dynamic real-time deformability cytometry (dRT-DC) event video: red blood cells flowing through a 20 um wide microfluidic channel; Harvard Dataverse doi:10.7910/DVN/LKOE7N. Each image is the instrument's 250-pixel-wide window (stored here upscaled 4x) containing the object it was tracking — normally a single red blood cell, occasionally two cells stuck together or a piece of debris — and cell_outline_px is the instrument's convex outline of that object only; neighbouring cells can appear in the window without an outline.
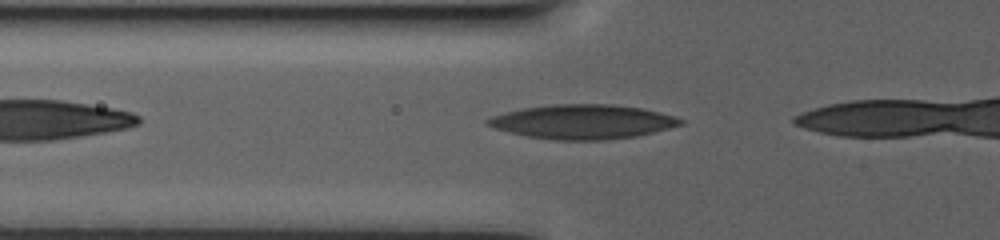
{"species": "human", "species_latin": "Homo sapiens", "temperature_condition": "warm", "stored_images_in_passage": 15, "camera_frame_rate_fps": 3000, "um_per_image_px": 0.085, "donor": {"sex": "male"}, "frame": {"image": 1, "passage_image": 3, "time_ms": 1.0, "image_size_px": [1000, 240], "cell_outline_px": [[684, 124], [636, 136], [604, 140], [556, 140], [528, 136], [496, 128], [488, 124], [484, 120], [492, 116], [504, 112], [520, 108], [552, 104], [612, 104], [640, 108], [676, 116], [684, 120]], "centroid_in_image_um": [49.54, 10.34], "position_along_channel_um": 76.3, "area_um2": 38.38}}
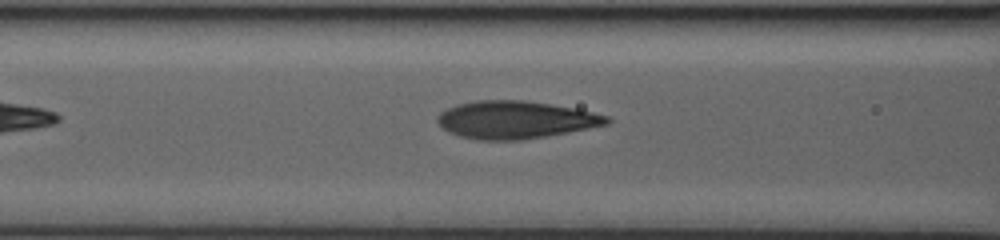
{"frame": {"image": 2, "passage_image": 8, "time_ms": 3.667, "image_size_px": [1000, 240], "cell_outline_px": [[612, 120], [608, 124], [568, 132], [520, 140], [476, 140], [460, 136], [448, 132], [436, 120], [436, 116], [440, 112], [456, 104], [476, 100], [524, 100], [576, 108], [608, 116]], "centroid_in_image_um": [43.79, 10.18], "position_along_channel_um": 122.8, "area_um2": 37.11}}
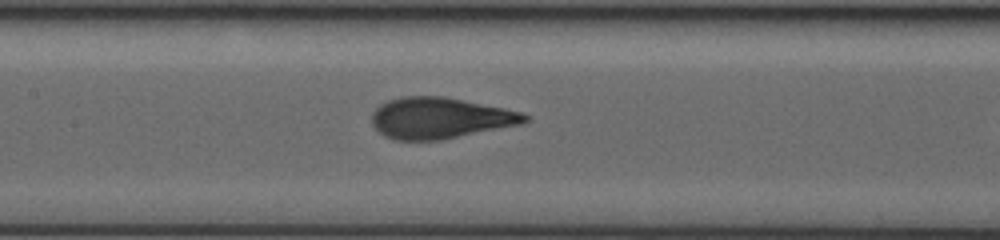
{"frame": {"image": 3, "passage_image": 13, "time_ms": 6.333, "image_size_px": [1000, 240], "cell_outline_px": [[532, 120], [524, 124], [444, 140], [396, 140], [384, 136], [372, 124], [372, 112], [380, 104], [388, 100], [400, 96], [444, 96], [504, 108], [520, 112], [528, 116]], "centroid_in_image_um": [37.43, 10.04], "position_along_channel_um": 170.0, "area_um2": 37.05}}